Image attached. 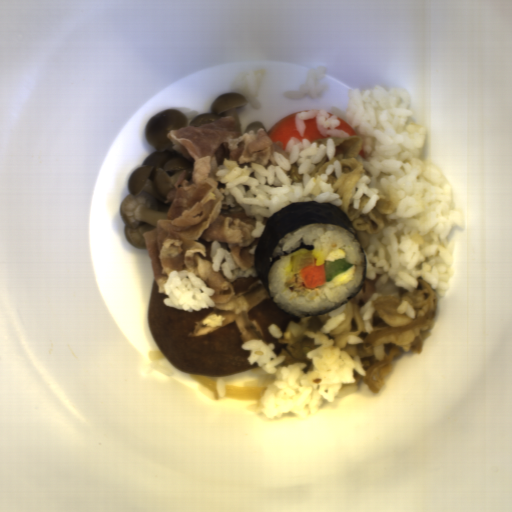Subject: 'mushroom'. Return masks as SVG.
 <instances>
[{
	"label": "mushroom",
	"mask_w": 512,
	"mask_h": 512,
	"mask_svg": "<svg viewBox=\"0 0 512 512\" xmlns=\"http://www.w3.org/2000/svg\"><path fill=\"white\" fill-rule=\"evenodd\" d=\"M237 296L244 298L247 310L238 314L216 311V305L204 310L186 311L165 305L168 294L159 292L154 279L148 299L147 322L161 352L178 370L187 374L227 377L250 368L243 344L262 339L273 344L272 354L280 356L284 344L268 331L277 324L288 330L292 317L272 300L259 276L229 282Z\"/></svg>",
	"instance_id": "983e1aa8"
}]
</instances>
